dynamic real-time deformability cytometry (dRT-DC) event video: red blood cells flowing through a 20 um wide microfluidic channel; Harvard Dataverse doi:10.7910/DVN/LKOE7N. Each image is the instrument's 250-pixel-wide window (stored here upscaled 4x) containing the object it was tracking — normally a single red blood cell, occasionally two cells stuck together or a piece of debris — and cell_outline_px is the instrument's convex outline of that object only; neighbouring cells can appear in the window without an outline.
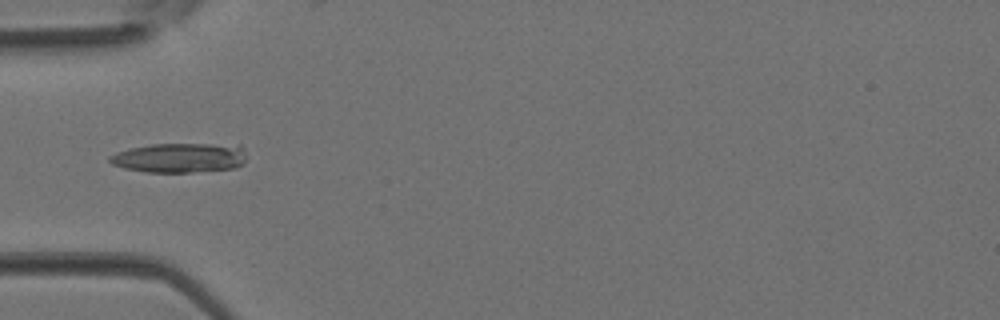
{"species": "Egyptian fruit bat (a non-hibernating species)", "species_latin": "Rousettus aegyptiacus", "temperature_condition": "room temperature", "stored_images_in_passage": 4, "camera_frame_rate_fps": 3000, "um_per_image_px": 0.085, "animal": {"sex": "female"}, "frame": {"image": 1, "passage_image": 4, "time_ms": 1.0, "image_size_px": [1000, 320], "cell_outline_px": [[244, 164], [232, 168], [192, 172], [148, 172], [124, 168], [112, 164], [108, 160], [108, 156], [116, 152], [128, 148], [152, 144], [240, 144], [244, 148]], "centroid_in_image_um": [15.26, 13.4], "position_along_channel_um": 69.7, "area_um2": 23.76}}